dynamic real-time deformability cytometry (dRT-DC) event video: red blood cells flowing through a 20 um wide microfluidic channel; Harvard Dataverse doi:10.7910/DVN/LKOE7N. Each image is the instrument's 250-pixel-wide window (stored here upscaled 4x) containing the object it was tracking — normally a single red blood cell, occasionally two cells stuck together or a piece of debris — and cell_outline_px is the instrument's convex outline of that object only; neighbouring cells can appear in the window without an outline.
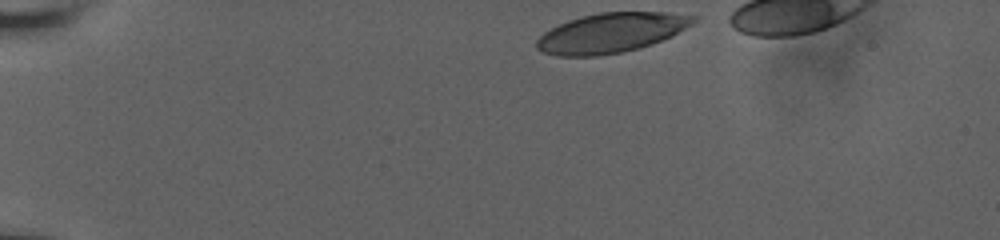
{"species": "human", "species_latin": "Homo sapiens", "temperature_condition": "room temperature", "stored_images_in_passage": 32, "camera_frame_rate_fps": 3000, "um_per_image_px": 0.085, "donor": {"sex": "male"}, "frame": {"image": 1, "passage_image": 1, "time_ms": 0.0, "image_size_px": [1000, 240], "cell_outline_px": [[700, 16], [692, 24], [672, 36], [652, 44], [620, 52], [596, 56], [556, 56], [540, 52], [536, 48], [536, 40], [544, 32], [568, 20], [580, 16], [600, 12], [668, 12]], "centroid_in_image_um": [51.94, 2.78], "position_along_channel_um": 33.1, "area_um2": 36.3}}
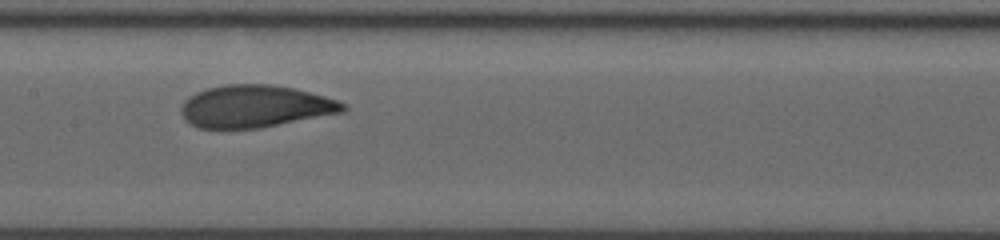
{"frame": {"image": 2, "passage_image": 18, "time_ms": 6.333, "image_size_px": [1000, 240], "cell_outline_px": [[348, 108], [344, 112], [260, 128], [200, 128], [192, 124], [180, 112], [180, 108], [184, 100], [188, 96], [196, 92], [208, 88], [224, 84], [272, 84], [292, 88], [324, 96], [336, 100], [344, 104]], "centroid_in_image_um": [21.67, 9.03], "position_along_channel_um": 185.7, "area_um2": 39.71}}
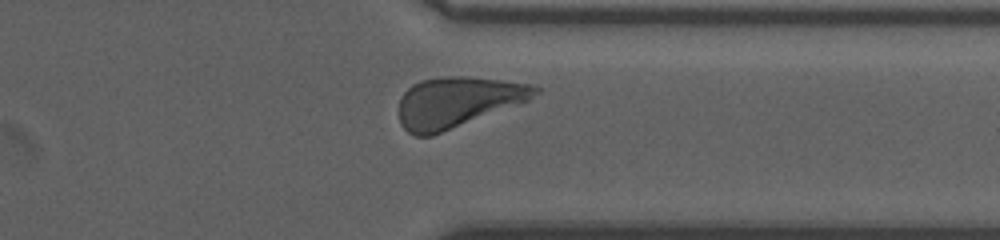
{"frame": {"image": 3, "passage_image": 29, "time_ms": 11.333, "image_size_px": [1000, 240], "cell_outline_px": [[540, 92], [528, 100], [432, 136], [416, 136], [408, 132], [400, 124], [400, 100], [404, 92], [412, 84], [420, 80], [444, 76], [468, 76], [536, 84], [540, 88]], "centroid_in_image_um": [38.89, 8.66], "position_along_channel_um": 372.5, "area_um2": 39.94}, "authors_computed_cell_mechanics": {"area_um2": 39.5641, "velocity_mm_per_s": 3.7491, "shape_relaxation_time_tau1_ms": 4.5873, "shape_relaxation_time_tau2_ms": 1.1304, "deformation_change_tau1": 0.1925, "deformation_change_tau2": 0.0753}}